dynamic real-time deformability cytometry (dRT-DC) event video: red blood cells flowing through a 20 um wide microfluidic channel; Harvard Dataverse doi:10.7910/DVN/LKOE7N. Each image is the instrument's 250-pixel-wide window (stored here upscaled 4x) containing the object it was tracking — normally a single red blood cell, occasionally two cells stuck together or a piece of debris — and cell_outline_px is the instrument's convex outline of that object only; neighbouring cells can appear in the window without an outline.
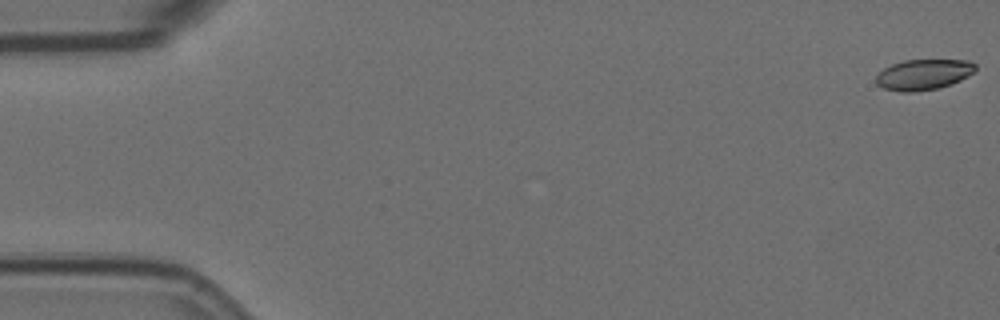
{"species": "Egyptian fruit bat (a non-hibernating species)", "species_latin": "Rousettus aegyptiacus", "temperature_condition": "room temperature", "stored_images_in_passage": 58, "camera_frame_rate_fps": 3000, "um_per_image_px": 0.085, "animal": {"sex": "female"}, "frame": {"image": 1, "passage_image": 1, "time_ms": 0.0, "image_size_px": [1000, 320], "cell_outline_px": [[976, 68], [968, 76], [952, 84], [940, 88], [912, 92], [900, 92], [884, 88], [876, 84], [876, 76], [884, 68], [892, 64], [904, 60], [968, 60], [976, 64]], "centroid_in_image_um": [78.5, 6.34], "position_along_channel_um": 6.5, "area_um2": 17.74}}
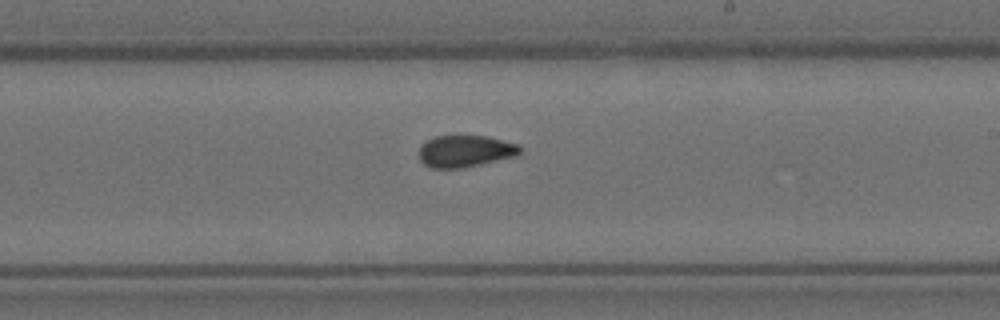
{"frame": {"image": 2, "passage_image": 34, "time_ms": 11.0, "image_size_px": [1000, 320], "cell_outline_px": [[520, 152], [516, 156], [464, 168], [432, 168], [424, 164], [420, 160], [420, 144], [436, 136], [484, 136], [520, 144]], "centroid_in_image_um": [39.54, 12.85], "position_along_channel_um": 249.5, "area_um2": 18.67}}
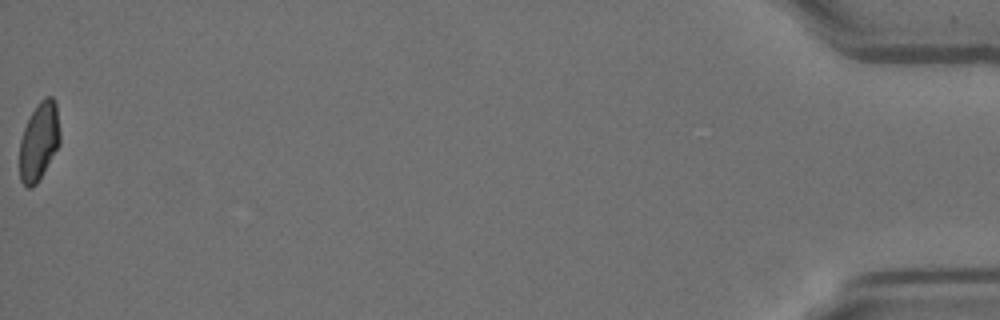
{"frame": {"image": 3, "passage_image": 58, "time_ms": 19.0, "image_size_px": [1000, 320], "cell_outline_px": [[60, 144], [36, 184], [32, 188], [28, 188], [20, 180], [20, 140], [24, 128], [32, 112], [40, 100], [44, 96], [52, 96], [56, 100], [60, 132]], "centroid_in_image_um": [3.33, 11.98], "position_along_channel_um": 431.9, "area_um2": 18.38}, "authors_computed_cell_mechanics": {"area_um2": 19.0451, "velocity_mm_per_s": 3.5646, "shape_relaxation_time_tau1_ms": 9.2862, "shape_relaxation_time_tau2_ms": 2.1729, "deformation_change_tau1": 0.1705, "deformation_change_tau2": 0.0593}}